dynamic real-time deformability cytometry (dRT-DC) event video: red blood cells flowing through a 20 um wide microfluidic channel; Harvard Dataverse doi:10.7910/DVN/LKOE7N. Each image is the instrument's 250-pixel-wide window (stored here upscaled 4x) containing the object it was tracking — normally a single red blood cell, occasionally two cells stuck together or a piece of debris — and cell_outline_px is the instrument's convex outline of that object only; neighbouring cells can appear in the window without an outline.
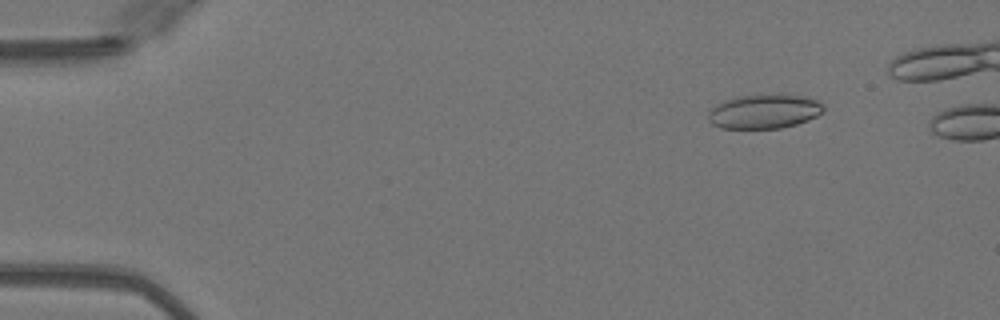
{"species": "Egyptian fruit bat (a non-hibernating species)", "species_latin": "Rousettus aegyptiacus", "temperature_condition": "warm", "stored_images_in_passage": 9, "camera_frame_rate_fps": 3000, "um_per_image_px": 0.085, "animal": {"sex": "female"}, "frame": {"image": 1, "passage_image": 6, "time_ms": 1.667, "image_size_px": [1000, 320], "cell_outline_px": [[824, 112], [808, 120], [796, 124], [780, 128], [720, 128], [712, 124], [708, 120], [708, 112], [716, 104], [724, 100], [736, 96], [780, 92], [804, 96], [816, 100], [824, 104]], "centroid_in_image_um": [64.97, 9.43], "position_along_channel_um": 20.0, "area_um2": 23.64}}